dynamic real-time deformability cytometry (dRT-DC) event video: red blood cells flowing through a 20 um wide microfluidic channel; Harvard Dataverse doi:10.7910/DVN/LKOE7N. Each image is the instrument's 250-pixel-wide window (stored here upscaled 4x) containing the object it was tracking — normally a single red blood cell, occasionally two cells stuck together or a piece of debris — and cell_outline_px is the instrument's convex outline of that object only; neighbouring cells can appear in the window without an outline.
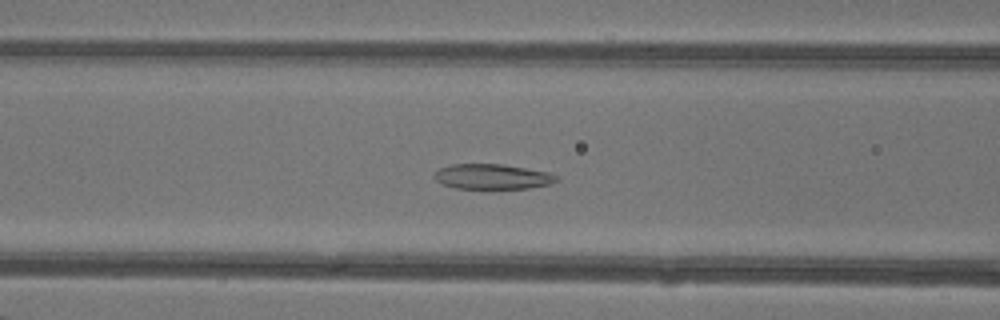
{"species": "common noctule bat (a hibernating species)", "species_latin": "Nyctalus noctula", "temperature_condition": "warm", "stored_images_in_passage": 47, "camera_frame_rate_fps": 3000, "um_per_image_px": 0.085, "animal": {"sex": "female"}, "frame": {"image": 1, "passage_image": 19, "time_ms": 6.0, "image_size_px": [1000, 320], "cell_outline_px": [[560, 180], [552, 184], [528, 188], [456, 188], [440, 184], [432, 176], [432, 172], [440, 168], [452, 164], [504, 164], [548, 172], [556, 176]], "centroid_in_image_um": [41.82, 15.01], "position_along_channel_um": 124.8, "area_um2": 18.03}}
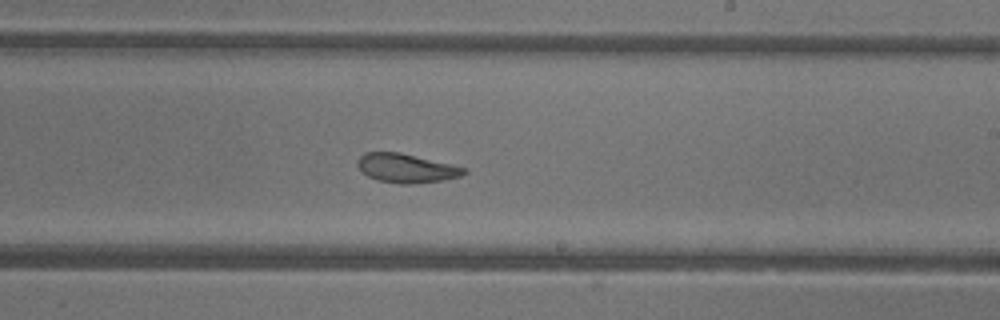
{"frame": {"image": 2, "passage_image": 28, "time_ms": 9.0, "image_size_px": [1000, 320], "cell_outline_px": [[468, 172], [460, 176], [444, 180], [412, 184], [400, 184], [376, 180], [368, 176], [356, 164], [356, 160], [364, 152], [400, 152], [468, 168]], "centroid_in_image_um": [34.54, 14.29], "position_along_channel_um": 254.5, "area_um2": 18.09}}
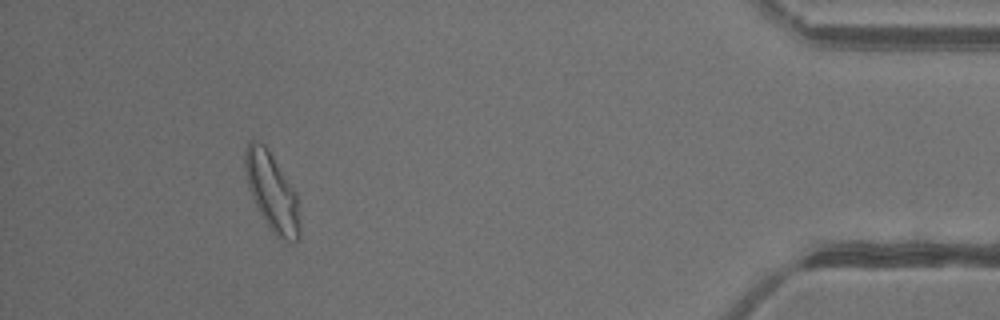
{"frame": {"image": 3, "passage_image": 43, "time_ms": 14.0, "image_size_px": [1000, 320], "cell_outline_px": [[300, 240], [292, 244], [288, 244], [280, 240], [272, 232], [260, 212], [252, 196], [248, 184], [244, 164], [244, 152], [248, 144], [252, 140], [260, 140], [264, 144], [296, 192], [300, 220]], "centroid_in_image_um": [23.15, 16.39], "position_along_channel_um": 412.0, "area_um2": 24.85}, "authors_computed_cell_mechanics": {"area_um2": 21.386, "velocity_mm_per_s": 4.3286, "shape_relaxation_time_tau1_ms": 10.615, "shape_relaxation_time_tau2_ms": 1.9795, "deformation_change_tau1": 0.236, "deformation_change_tau2": 0.0833}}